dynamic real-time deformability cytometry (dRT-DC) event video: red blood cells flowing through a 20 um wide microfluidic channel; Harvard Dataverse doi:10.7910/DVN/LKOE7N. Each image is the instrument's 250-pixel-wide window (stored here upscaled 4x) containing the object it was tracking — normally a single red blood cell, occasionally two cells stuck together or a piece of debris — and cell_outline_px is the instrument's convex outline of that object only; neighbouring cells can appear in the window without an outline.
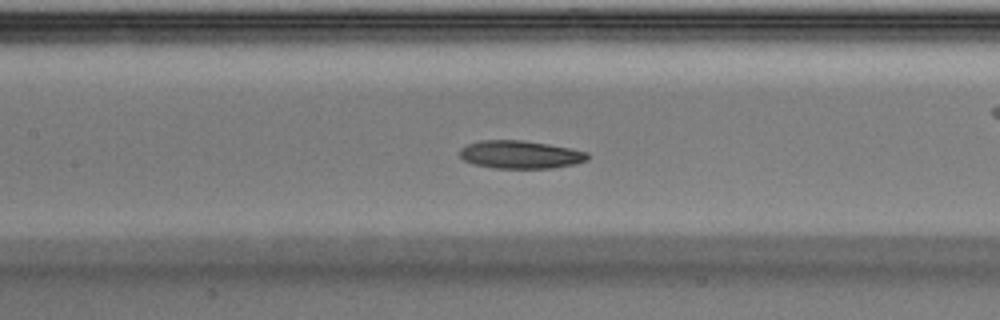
{"species": "Egyptian fruit bat (a non-hibernating species)", "species_latin": "Rousettus aegyptiacus", "temperature_condition": "warm", "stored_images_in_passage": 41, "camera_frame_rate_fps": 3000, "um_per_image_px": 0.085, "animal": {"sex": "male"}, "frame": {"image": 1, "passage_image": 18, "time_ms": 5.667, "image_size_px": [1000, 320], "cell_outline_px": [[588, 160], [576, 164], [552, 168], [496, 168], [472, 164], [464, 160], [460, 156], [460, 148], [468, 144], [480, 140], [520, 140], [548, 144], [588, 152]], "centroid_in_image_um": [44.22, 13.14], "position_along_channel_um": 163.2, "area_um2": 20.81}}